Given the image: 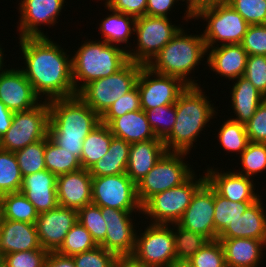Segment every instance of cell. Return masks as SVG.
I'll return each instance as SVG.
<instances>
[{
  "mask_svg": "<svg viewBox=\"0 0 266 267\" xmlns=\"http://www.w3.org/2000/svg\"><path fill=\"white\" fill-rule=\"evenodd\" d=\"M26 68L22 71L35 94L45 101L76 96L72 58L48 36L19 38ZM41 96V97H40Z\"/></svg>",
  "mask_w": 266,
  "mask_h": 267,
  "instance_id": "cell-1",
  "label": "cell"
},
{
  "mask_svg": "<svg viewBox=\"0 0 266 267\" xmlns=\"http://www.w3.org/2000/svg\"><path fill=\"white\" fill-rule=\"evenodd\" d=\"M48 136L59 146L81 159L83 141L100 123V116L78 95L48 101Z\"/></svg>",
  "mask_w": 266,
  "mask_h": 267,
  "instance_id": "cell-2",
  "label": "cell"
},
{
  "mask_svg": "<svg viewBox=\"0 0 266 267\" xmlns=\"http://www.w3.org/2000/svg\"><path fill=\"white\" fill-rule=\"evenodd\" d=\"M203 93L200 86H187L179 95L175 103L176 122L163 140L166 151L189 154L193 142L214 117L216 109Z\"/></svg>",
  "mask_w": 266,
  "mask_h": 267,
  "instance_id": "cell-3",
  "label": "cell"
},
{
  "mask_svg": "<svg viewBox=\"0 0 266 267\" xmlns=\"http://www.w3.org/2000/svg\"><path fill=\"white\" fill-rule=\"evenodd\" d=\"M183 29L146 66L156 73L178 77L188 86H199L196 80L187 78V75L207 55L206 43L202 34L188 35Z\"/></svg>",
  "mask_w": 266,
  "mask_h": 267,
  "instance_id": "cell-4",
  "label": "cell"
},
{
  "mask_svg": "<svg viewBox=\"0 0 266 267\" xmlns=\"http://www.w3.org/2000/svg\"><path fill=\"white\" fill-rule=\"evenodd\" d=\"M127 50L102 40L84 41L72 56V76L76 93L89 82L110 76L121 69L129 61ZM78 81L84 83L80 84Z\"/></svg>",
  "mask_w": 266,
  "mask_h": 267,
  "instance_id": "cell-5",
  "label": "cell"
},
{
  "mask_svg": "<svg viewBox=\"0 0 266 267\" xmlns=\"http://www.w3.org/2000/svg\"><path fill=\"white\" fill-rule=\"evenodd\" d=\"M142 66L129 60L114 74L86 84L77 95L101 117L114 102L136 86Z\"/></svg>",
  "mask_w": 266,
  "mask_h": 267,
  "instance_id": "cell-6",
  "label": "cell"
},
{
  "mask_svg": "<svg viewBox=\"0 0 266 267\" xmlns=\"http://www.w3.org/2000/svg\"><path fill=\"white\" fill-rule=\"evenodd\" d=\"M195 173L183 184L150 197L142 205L143 216L150 217L151 224L172 225L179 222L191 203L195 192L206 182V175L199 179Z\"/></svg>",
  "mask_w": 266,
  "mask_h": 267,
  "instance_id": "cell-7",
  "label": "cell"
},
{
  "mask_svg": "<svg viewBox=\"0 0 266 267\" xmlns=\"http://www.w3.org/2000/svg\"><path fill=\"white\" fill-rule=\"evenodd\" d=\"M194 19L208 23L202 33L207 48L223 44H241L249 24L228 3H214L198 10ZM222 41V42H221ZM221 43V44H218Z\"/></svg>",
  "mask_w": 266,
  "mask_h": 267,
  "instance_id": "cell-8",
  "label": "cell"
},
{
  "mask_svg": "<svg viewBox=\"0 0 266 267\" xmlns=\"http://www.w3.org/2000/svg\"><path fill=\"white\" fill-rule=\"evenodd\" d=\"M183 156L186 157L187 153L166 151L136 184L137 197L141 205L153 195L183 184L195 173L189 168L191 165L185 163Z\"/></svg>",
  "mask_w": 266,
  "mask_h": 267,
  "instance_id": "cell-9",
  "label": "cell"
},
{
  "mask_svg": "<svg viewBox=\"0 0 266 267\" xmlns=\"http://www.w3.org/2000/svg\"><path fill=\"white\" fill-rule=\"evenodd\" d=\"M41 102L30 110L14 112L11 127L0 139V149L15 152L48 137L49 103Z\"/></svg>",
  "mask_w": 266,
  "mask_h": 267,
  "instance_id": "cell-10",
  "label": "cell"
},
{
  "mask_svg": "<svg viewBox=\"0 0 266 267\" xmlns=\"http://www.w3.org/2000/svg\"><path fill=\"white\" fill-rule=\"evenodd\" d=\"M180 29V26L172 25L168 17L144 15L136 18L137 46L134 50H127L128 59L147 65Z\"/></svg>",
  "mask_w": 266,
  "mask_h": 267,
  "instance_id": "cell-11",
  "label": "cell"
},
{
  "mask_svg": "<svg viewBox=\"0 0 266 267\" xmlns=\"http://www.w3.org/2000/svg\"><path fill=\"white\" fill-rule=\"evenodd\" d=\"M132 255L149 267H169L177 260L173 224L169 226L150 223L144 233L136 234Z\"/></svg>",
  "mask_w": 266,
  "mask_h": 267,
  "instance_id": "cell-12",
  "label": "cell"
},
{
  "mask_svg": "<svg viewBox=\"0 0 266 267\" xmlns=\"http://www.w3.org/2000/svg\"><path fill=\"white\" fill-rule=\"evenodd\" d=\"M92 204L122 211H142L137 186L126 173L92 177Z\"/></svg>",
  "mask_w": 266,
  "mask_h": 267,
  "instance_id": "cell-13",
  "label": "cell"
},
{
  "mask_svg": "<svg viewBox=\"0 0 266 267\" xmlns=\"http://www.w3.org/2000/svg\"><path fill=\"white\" fill-rule=\"evenodd\" d=\"M136 85L144 111L175 104L188 86L180 78L156 73L146 65L141 67Z\"/></svg>",
  "mask_w": 266,
  "mask_h": 267,
  "instance_id": "cell-14",
  "label": "cell"
},
{
  "mask_svg": "<svg viewBox=\"0 0 266 267\" xmlns=\"http://www.w3.org/2000/svg\"><path fill=\"white\" fill-rule=\"evenodd\" d=\"M142 211H122L101 207V214L106 222V237L99 245L116 255H132L135 249L137 230L132 214Z\"/></svg>",
  "mask_w": 266,
  "mask_h": 267,
  "instance_id": "cell-15",
  "label": "cell"
},
{
  "mask_svg": "<svg viewBox=\"0 0 266 267\" xmlns=\"http://www.w3.org/2000/svg\"><path fill=\"white\" fill-rule=\"evenodd\" d=\"M178 224L209 241L215 240L214 189L207 181L195 192Z\"/></svg>",
  "mask_w": 266,
  "mask_h": 267,
  "instance_id": "cell-16",
  "label": "cell"
},
{
  "mask_svg": "<svg viewBox=\"0 0 266 267\" xmlns=\"http://www.w3.org/2000/svg\"><path fill=\"white\" fill-rule=\"evenodd\" d=\"M77 221L78 210L59 205L40 213L35 225L41 247L48 252L57 251Z\"/></svg>",
  "mask_w": 266,
  "mask_h": 267,
  "instance_id": "cell-17",
  "label": "cell"
},
{
  "mask_svg": "<svg viewBox=\"0 0 266 267\" xmlns=\"http://www.w3.org/2000/svg\"><path fill=\"white\" fill-rule=\"evenodd\" d=\"M65 0H21L19 4V38L46 37L38 26H54L59 13L64 8Z\"/></svg>",
  "mask_w": 266,
  "mask_h": 267,
  "instance_id": "cell-18",
  "label": "cell"
},
{
  "mask_svg": "<svg viewBox=\"0 0 266 267\" xmlns=\"http://www.w3.org/2000/svg\"><path fill=\"white\" fill-rule=\"evenodd\" d=\"M41 101L21 69H6L0 74V102L10 111H26Z\"/></svg>",
  "mask_w": 266,
  "mask_h": 267,
  "instance_id": "cell-19",
  "label": "cell"
},
{
  "mask_svg": "<svg viewBox=\"0 0 266 267\" xmlns=\"http://www.w3.org/2000/svg\"><path fill=\"white\" fill-rule=\"evenodd\" d=\"M59 206L79 210L92 203V176L86 169L57 176Z\"/></svg>",
  "mask_w": 266,
  "mask_h": 267,
  "instance_id": "cell-20",
  "label": "cell"
},
{
  "mask_svg": "<svg viewBox=\"0 0 266 267\" xmlns=\"http://www.w3.org/2000/svg\"><path fill=\"white\" fill-rule=\"evenodd\" d=\"M217 169L207 168L205 173L206 181L221 196L232 202L257 201L260 195L255 194L254 180L236 172L216 171Z\"/></svg>",
  "mask_w": 266,
  "mask_h": 267,
  "instance_id": "cell-21",
  "label": "cell"
},
{
  "mask_svg": "<svg viewBox=\"0 0 266 267\" xmlns=\"http://www.w3.org/2000/svg\"><path fill=\"white\" fill-rule=\"evenodd\" d=\"M56 184L57 176L45 169L24 176L20 192L34 205L40 214L59 205Z\"/></svg>",
  "mask_w": 266,
  "mask_h": 267,
  "instance_id": "cell-22",
  "label": "cell"
},
{
  "mask_svg": "<svg viewBox=\"0 0 266 267\" xmlns=\"http://www.w3.org/2000/svg\"><path fill=\"white\" fill-rule=\"evenodd\" d=\"M43 249L35 224L0 219V258L12 252Z\"/></svg>",
  "mask_w": 266,
  "mask_h": 267,
  "instance_id": "cell-23",
  "label": "cell"
},
{
  "mask_svg": "<svg viewBox=\"0 0 266 267\" xmlns=\"http://www.w3.org/2000/svg\"><path fill=\"white\" fill-rule=\"evenodd\" d=\"M220 46V47H219ZM207 65L220 76L235 80L243 76L248 54L241 44H223L207 48Z\"/></svg>",
  "mask_w": 266,
  "mask_h": 267,
  "instance_id": "cell-24",
  "label": "cell"
},
{
  "mask_svg": "<svg viewBox=\"0 0 266 267\" xmlns=\"http://www.w3.org/2000/svg\"><path fill=\"white\" fill-rule=\"evenodd\" d=\"M165 152L166 148L161 139H149L132 143L126 169L127 176L137 184L155 166Z\"/></svg>",
  "mask_w": 266,
  "mask_h": 267,
  "instance_id": "cell-25",
  "label": "cell"
},
{
  "mask_svg": "<svg viewBox=\"0 0 266 267\" xmlns=\"http://www.w3.org/2000/svg\"><path fill=\"white\" fill-rule=\"evenodd\" d=\"M261 198L231 222L217 238H251L266 243V211Z\"/></svg>",
  "mask_w": 266,
  "mask_h": 267,
  "instance_id": "cell-26",
  "label": "cell"
},
{
  "mask_svg": "<svg viewBox=\"0 0 266 267\" xmlns=\"http://www.w3.org/2000/svg\"><path fill=\"white\" fill-rule=\"evenodd\" d=\"M223 246L227 267H258L262 262V240L251 238H217Z\"/></svg>",
  "mask_w": 266,
  "mask_h": 267,
  "instance_id": "cell-27",
  "label": "cell"
},
{
  "mask_svg": "<svg viewBox=\"0 0 266 267\" xmlns=\"http://www.w3.org/2000/svg\"><path fill=\"white\" fill-rule=\"evenodd\" d=\"M107 126L114 137L121 138L130 144L159 139L152 131L147 115L142 109L114 118Z\"/></svg>",
  "mask_w": 266,
  "mask_h": 267,
  "instance_id": "cell-28",
  "label": "cell"
},
{
  "mask_svg": "<svg viewBox=\"0 0 266 267\" xmlns=\"http://www.w3.org/2000/svg\"><path fill=\"white\" fill-rule=\"evenodd\" d=\"M235 81L230 94L236 117L230 119L246 124L266 97L244 76L235 79Z\"/></svg>",
  "mask_w": 266,
  "mask_h": 267,
  "instance_id": "cell-29",
  "label": "cell"
},
{
  "mask_svg": "<svg viewBox=\"0 0 266 267\" xmlns=\"http://www.w3.org/2000/svg\"><path fill=\"white\" fill-rule=\"evenodd\" d=\"M131 144L113 137L108 152L88 171L92 177L126 173Z\"/></svg>",
  "mask_w": 266,
  "mask_h": 267,
  "instance_id": "cell-30",
  "label": "cell"
},
{
  "mask_svg": "<svg viewBox=\"0 0 266 267\" xmlns=\"http://www.w3.org/2000/svg\"><path fill=\"white\" fill-rule=\"evenodd\" d=\"M113 137L109 127L102 122L88 134L83 141L80 159L83 169L89 170L108 152Z\"/></svg>",
  "mask_w": 266,
  "mask_h": 267,
  "instance_id": "cell-31",
  "label": "cell"
},
{
  "mask_svg": "<svg viewBox=\"0 0 266 267\" xmlns=\"http://www.w3.org/2000/svg\"><path fill=\"white\" fill-rule=\"evenodd\" d=\"M112 14L106 16L101 21L100 33L104 39L102 41L108 44L119 45V43L127 44L131 35H134V27L136 18L123 14L121 12L113 11L105 6Z\"/></svg>",
  "mask_w": 266,
  "mask_h": 267,
  "instance_id": "cell-32",
  "label": "cell"
},
{
  "mask_svg": "<svg viewBox=\"0 0 266 267\" xmlns=\"http://www.w3.org/2000/svg\"><path fill=\"white\" fill-rule=\"evenodd\" d=\"M1 218L35 224L39 216L34 205L22 192L6 193L0 196Z\"/></svg>",
  "mask_w": 266,
  "mask_h": 267,
  "instance_id": "cell-33",
  "label": "cell"
},
{
  "mask_svg": "<svg viewBox=\"0 0 266 267\" xmlns=\"http://www.w3.org/2000/svg\"><path fill=\"white\" fill-rule=\"evenodd\" d=\"M44 159L46 169L56 176L82 169L80 159L59 147L49 136L46 137Z\"/></svg>",
  "mask_w": 266,
  "mask_h": 267,
  "instance_id": "cell-34",
  "label": "cell"
},
{
  "mask_svg": "<svg viewBox=\"0 0 266 267\" xmlns=\"http://www.w3.org/2000/svg\"><path fill=\"white\" fill-rule=\"evenodd\" d=\"M256 201L232 202L227 198L219 195L214 190V224H215V240L225 230V228L246 209Z\"/></svg>",
  "mask_w": 266,
  "mask_h": 267,
  "instance_id": "cell-35",
  "label": "cell"
},
{
  "mask_svg": "<svg viewBox=\"0 0 266 267\" xmlns=\"http://www.w3.org/2000/svg\"><path fill=\"white\" fill-rule=\"evenodd\" d=\"M22 180L15 153L0 149V196L20 192Z\"/></svg>",
  "mask_w": 266,
  "mask_h": 267,
  "instance_id": "cell-36",
  "label": "cell"
},
{
  "mask_svg": "<svg viewBox=\"0 0 266 267\" xmlns=\"http://www.w3.org/2000/svg\"><path fill=\"white\" fill-rule=\"evenodd\" d=\"M45 148L46 138L14 152L23 177L46 169Z\"/></svg>",
  "mask_w": 266,
  "mask_h": 267,
  "instance_id": "cell-37",
  "label": "cell"
},
{
  "mask_svg": "<svg viewBox=\"0 0 266 267\" xmlns=\"http://www.w3.org/2000/svg\"><path fill=\"white\" fill-rule=\"evenodd\" d=\"M173 235L177 260H189L209 241L203 235L185 229L178 223L173 224Z\"/></svg>",
  "mask_w": 266,
  "mask_h": 267,
  "instance_id": "cell-38",
  "label": "cell"
},
{
  "mask_svg": "<svg viewBox=\"0 0 266 267\" xmlns=\"http://www.w3.org/2000/svg\"><path fill=\"white\" fill-rule=\"evenodd\" d=\"M97 246L90 232L77 221L66 234L64 242L57 252L62 255L73 256L90 251Z\"/></svg>",
  "mask_w": 266,
  "mask_h": 267,
  "instance_id": "cell-39",
  "label": "cell"
},
{
  "mask_svg": "<svg viewBox=\"0 0 266 267\" xmlns=\"http://www.w3.org/2000/svg\"><path fill=\"white\" fill-rule=\"evenodd\" d=\"M221 126L218 133L220 145L225 151H236L241 155L249 143L245 124L228 119Z\"/></svg>",
  "mask_w": 266,
  "mask_h": 267,
  "instance_id": "cell-40",
  "label": "cell"
},
{
  "mask_svg": "<svg viewBox=\"0 0 266 267\" xmlns=\"http://www.w3.org/2000/svg\"><path fill=\"white\" fill-rule=\"evenodd\" d=\"M145 113L155 136L164 140L171 133L176 122L175 104L148 109Z\"/></svg>",
  "mask_w": 266,
  "mask_h": 267,
  "instance_id": "cell-41",
  "label": "cell"
},
{
  "mask_svg": "<svg viewBox=\"0 0 266 267\" xmlns=\"http://www.w3.org/2000/svg\"><path fill=\"white\" fill-rule=\"evenodd\" d=\"M242 171L236 173L252 178L266 170V143L249 142L241 156Z\"/></svg>",
  "mask_w": 266,
  "mask_h": 267,
  "instance_id": "cell-42",
  "label": "cell"
},
{
  "mask_svg": "<svg viewBox=\"0 0 266 267\" xmlns=\"http://www.w3.org/2000/svg\"><path fill=\"white\" fill-rule=\"evenodd\" d=\"M78 221L90 232L99 246L106 237V222L101 214V207L89 204L78 210Z\"/></svg>",
  "mask_w": 266,
  "mask_h": 267,
  "instance_id": "cell-43",
  "label": "cell"
},
{
  "mask_svg": "<svg viewBox=\"0 0 266 267\" xmlns=\"http://www.w3.org/2000/svg\"><path fill=\"white\" fill-rule=\"evenodd\" d=\"M189 261L194 267H227L224 249L219 240L208 241Z\"/></svg>",
  "mask_w": 266,
  "mask_h": 267,
  "instance_id": "cell-44",
  "label": "cell"
},
{
  "mask_svg": "<svg viewBox=\"0 0 266 267\" xmlns=\"http://www.w3.org/2000/svg\"><path fill=\"white\" fill-rule=\"evenodd\" d=\"M141 109L140 95L137 85L129 92L121 96L109 109L100 117V122L108 125L114 118L123 116L128 112Z\"/></svg>",
  "mask_w": 266,
  "mask_h": 267,
  "instance_id": "cell-45",
  "label": "cell"
},
{
  "mask_svg": "<svg viewBox=\"0 0 266 267\" xmlns=\"http://www.w3.org/2000/svg\"><path fill=\"white\" fill-rule=\"evenodd\" d=\"M249 25L266 24V1L229 0L227 2Z\"/></svg>",
  "mask_w": 266,
  "mask_h": 267,
  "instance_id": "cell-46",
  "label": "cell"
},
{
  "mask_svg": "<svg viewBox=\"0 0 266 267\" xmlns=\"http://www.w3.org/2000/svg\"><path fill=\"white\" fill-rule=\"evenodd\" d=\"M48 251L36 249L21 252H12L0 258L4 267H44Z\"/></svg>",
  "mask_w": 266,
  "mask_h": 267,
  "instance_id": "cell-47",
  "label": "cell"
},
{
  "mask_svg": "<svg viewBox=\"0 0 266 267\" xmlns=\"http://www.w3.org/2000/svg\"><path fill=\"white\" fill-rule=\"evenodd\" d=\"M72 257L75 267H113L117 255L102 246H97Z\"/></svg>",
  "mask_w": 266,
  "mask_h": 267,
  "instance_id": "cell-48",
  "label": "cell"
},
{
  "mask_svg": "<svg viewBox=\"0 0 266 267\" xmlns=\"http://www.w3.org/2000/svg\"><path fill=\"white\" fill-rule=\"evenodd\" d=\"M243 76L266 97V56L248 55Z\"/></svg>",
  "mask_w": 266,
  "mask_h": 267,
  "instance_id": "cell-49",
  "label": "cell"
},
{
  "mask_svg": "<svg viewBox=\"0 0 266 267\" xmlns=\"http://www.w3.org/2000/svg\"><path fill=\"white\" fill-rule=\"evenodd\" d=\"M241 45L248 55L266 56V24L249 25Z\"/></svg>",
  "mask_w": 266,
  "mask_h": 267,
  "instance_id": "cell-50",
  "label": "cell"
},
{
  "mask_svg": "<svg viewBox=\"0 0 266 267\" xmlns=\"http://www.w3.org/2000/svg\"><path fill=\"white\" fill-rule=\"evenodd\" d=\"M249 142L266 143V99L245 124Z\"/></svg>",
  "mask_w": 266,
  "mask_h": 267,
  "instance_id": "cell-51",
  "label": "cell"
},
{
  "mask_svg": "<svg viewBox=\"0 0 266 267\" xmlns=\"http://www.w3.org/2000/svg\"><path fill=\"white\" fill-rule=\"evenodd\" d=\"M147 1L148 0H106L105 5L113 11L138 18L146 15Z\"/></svg>",
  "mask_w": 266,
  "mask_h": 267,
  "instance_id": "cell-52",
  "label": "cell"
},
{
  "mask_svg": "<svg viewBox=\"0 0 266 267\" xmlns=\"http://www.w3.org/2000/svg\"><path fill=\"white\" fill-rule=\"evenodd\" d=\"M178 1L179 0H148L146 7V15L168 17V11H171V8Z\"/></svg>",
  "mask_w": 266,
  "mask_h": 267,
  "instance_id": "cell-53",
  "label": "cell"
},
{
  "mask_svg": "<svg viewBox=\"0 0 266 267\" xmlns=\"http://www.w3.org/2000/svg\"><path fill=\"white\" fill-rule=\"evenodd\" d=\"M44 267H75V263L72 256L53 251L48 253Z\"/></svg>",
  "mask_w": 266,
  "mask_h": 267,
  "instance_id": "cell-54",
  "label": "cell"
},
{
  "mask_svg": "<svg viewBox=\"0 0 266 267\" xmlns=\"http://www.w3.org/2000/svg\"><path fill=\"white\" fill-rule=\"evenodd\" d=\"M13 114L12 111L0 102V139L11 127Z\"/></svg>",
  "mask_w": 266,
  "mask_h": 267,
  "instance_id": "cell-55",
  "label": "cell"
},
{
  "mask_svg": "<svg viewBox=\"0 0 266 267\" xmlns=\"http://www.w3.org/2000/svg\"><path fill=\"white\" fill-rule=\"evenodd\" d=\"M113 267H149L133 255H117Z\"/></svg>",
  "mask_w": 266,
  "mask_h": 267,
  "instance_id": "cell-56",
  "label": "cell"
},
{
  "mask_svg": "<svg viewBox=\"0 0 266 267\" xmlns=\"http://www.w3.org/2000/svg\"><path fill=\"white\" fill-rule=\"evenodd\" d=\"M185 2L187 5V10H185L186 13L184 14L185 16L183 18H185L186 21H188V19H193V15L201 8H204V0H186Z\"/></svg>",
  "mask_w": 266,
  "mask_h": 267,
  "instance_id": "cell-57",
  "label": "cell"
},
{
  "mask_svg": "<svg viewBox=\"0 0 266 267\" xmlns=\"http://www.w3.org/2000/svg\"><path fill=\"white\" fill-rule=\"evenodd\" d=\"M169 267H194L189 260H175Z\"/></svg>",
  "mask_w": 266,
  "mask_h": 267,
  "instance_id": "cell-58",
  "label": "cell"
},
{
  "mask_svg": "<svg viewBox=\"0 0 266 267\" xmlns=\"http://www.w3.org/2000/svg\"><path fill=\"white\" fill-rule=\"evenodd\" d=\"M229 0H204V7L214 3H227Z\"/></svg>",
  "mask_w": 266,
  "mask_h": 267,
  "instance_id": "cell-59",
  "label": "cell"
},
{
  "mask_svg": "<svg viewBox=\"0 0 266 267\" xmlns=\"http://www.w3.org/2000/svg\"><path fill=\"white\" fill-rule=\"evenodd\" d=\"M2 50H3L2 47H0V71H1L0 74L6 70V69H3L4 68V66H3L4 65L3 64V62H4V60H3L4 59V57H3L4 54L3 53L4 52Z\"/></svg>",
  "mask_w": 266,
  "mask_h": 267,
  "instance_id": "cell-60",
  "label": "cell"
}]
</instances>
